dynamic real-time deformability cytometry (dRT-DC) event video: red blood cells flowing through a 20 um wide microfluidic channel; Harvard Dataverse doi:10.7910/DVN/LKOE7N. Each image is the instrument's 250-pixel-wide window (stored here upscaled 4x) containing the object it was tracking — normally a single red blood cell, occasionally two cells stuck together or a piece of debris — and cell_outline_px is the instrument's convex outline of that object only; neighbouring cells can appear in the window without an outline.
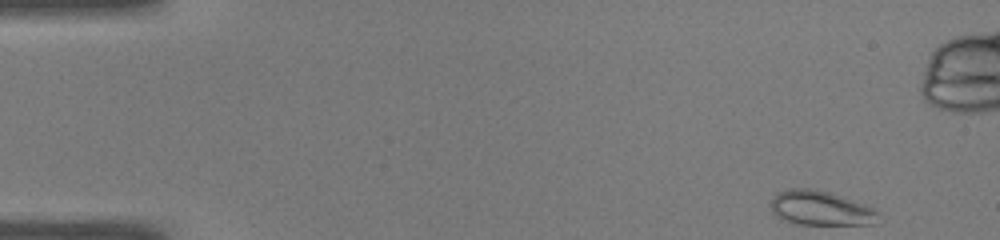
{"species": "common noctule bat (a hibernating species)", "species_latin": "Nyctalus noctula", "temperature_condition": "warm", "stored_images_in_passage": 48, "camera_frame_rate_fps": 3000, "um_per_image_px": 0.085, "animal": {"sex": "male", "body_mass_g": 19.0, "forearm_length_mm": 50.8}, "frame": {"image": 1, "passage_image": 1, "time_ms": 0.0, "image_size_px": [1000, 240], "cell_outline_px": [[876, 212], [872, 224], [792, 224], [780, 220], [772, 212], [772, 200], [776, 192], [788, 188], [816, 188], [876, 208]], "centroid_in_image_um": [69.65, 17.68], "position_along_channel_um": 15.4, "area_um2": 21.5}}
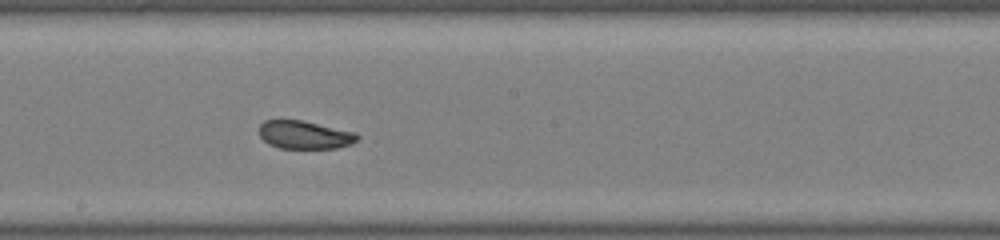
{"frame": {"image": 2, "passage_image": 25, "time_ms": 8.0, "image_size_px": [1000, 240], "cell_outline_px": [[360, 136], [352, 144], [336, 148], [280, 148], [268, 144], [260, 136], [260, 124], [264, 120], [300, 120], [356, 132]], "centroid_in_image_um": [25.9, 11.46], "position_along_channel_um": 222.3, "area_um2": 16.01}}
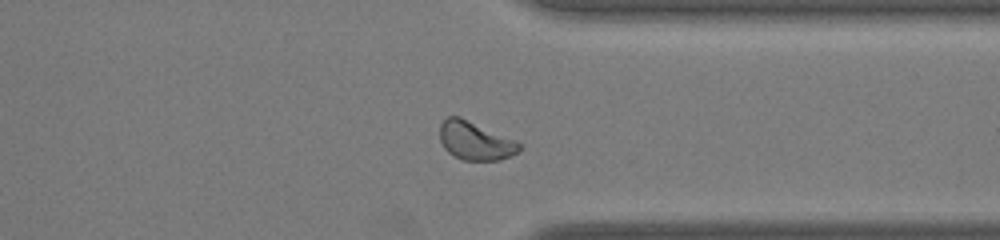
{"frame": {"image": 3, "passage_image": 36, "time_ms": 11.667, "image_size_px": [1000, 240], "cell_outline_px": [[520, 152], [512, 156], [500, 160], [460, 160], [452, 156], [444, 148], [440, 140], [440, 124], [448, 116], [460, 116], [516, 140], [520, 144]], "centroid_in_image_um": [40.39, 11.98], "position_along_channel_um": 371.0, "area_um2": 18.03}, "authors_computed_cell_mechanics": {"area_um2": 18.3515, "velocity_mm_per_s": 4.0654, "shape_relaxation_time_tau1_ms": null, "shape_relaxation_time_tau2_ms": 1.5538, "deformation_change_tau1": null, "deformation_change_tau2": 0.0539}}